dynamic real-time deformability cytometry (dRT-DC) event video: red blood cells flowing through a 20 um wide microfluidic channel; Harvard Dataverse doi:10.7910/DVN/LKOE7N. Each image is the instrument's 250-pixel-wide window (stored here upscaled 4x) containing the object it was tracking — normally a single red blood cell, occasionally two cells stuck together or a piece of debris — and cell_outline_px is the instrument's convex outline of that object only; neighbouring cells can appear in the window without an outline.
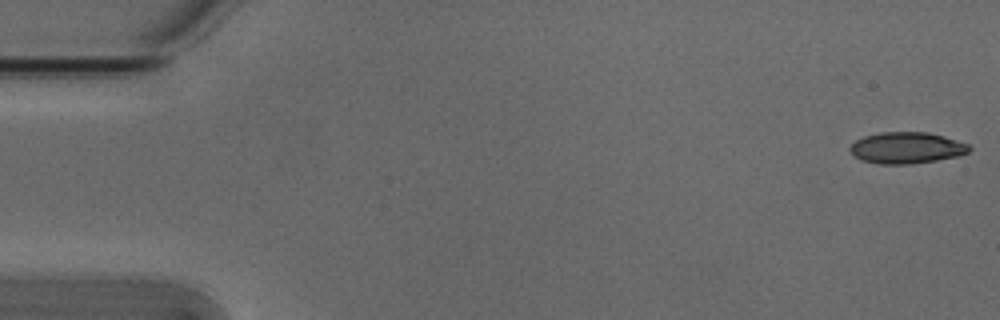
{"species": "Egyptian fruit bat (a non-hibernating species)", "species_latin": "Rousettus aegyptiacus", "temperature_condition": "cold", "stored_images_in_passage": 52, "camera_frame_rate_fps": 3000, "um_per_image_px": 0.085, "animal": {"sex": "male"}, "frame": {"image": 1, "passage_image": 1, "time_ms": 0.0, "image_size_px": [1000, 320], "cell_outline_px": [[972, 148], [968, 152], [960, 156], [912, 164], [876, 164], [860, 160], [852, 156], [848, 148], [856, 140], [864, 136], [880, 132], [928, 132], [944, 136], [968, 144]], "centroid_in_image_um": [77.03, 12.57], "position_along_channel_um": 8.0, "area_um2": 22.08}}
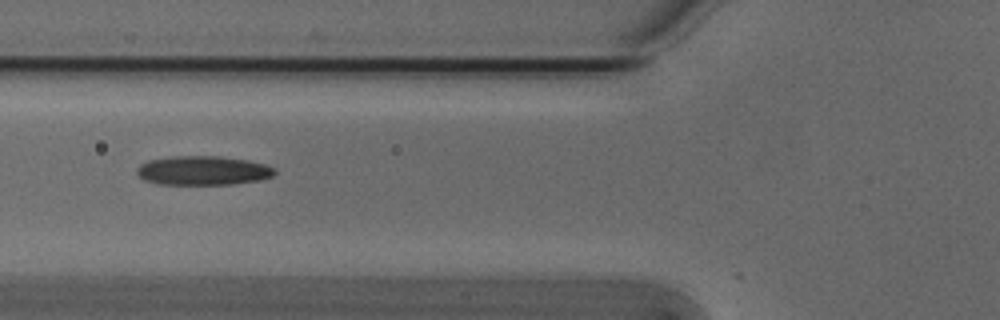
{"frame": {"image": 2, "passage_image": 20, "time_ms": 6.333, "image_size_px": [1000, 320], "cell_outline_px": [[276, 172], [272, 176], [260, 180], [232, 184], [160, 184], [144, 180], [136, 172], [136, 168], [140, 164], [148, 160], [172, 156], [220, 156], [248, 160], [264, 164], [276, 168]], "centroid_in_image_um": [17.25, 14.49], "position_along_channel_um": 108.5, "area_um2": 23.47}}
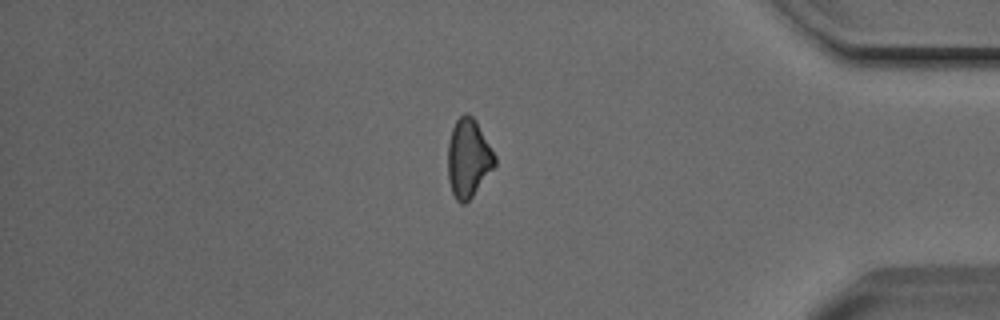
{"frame": {"image": 3, "passage_image": 45, "time_ms": 14.667, "image_size_px": [1000, 320], "cell_outline_px": [[496, 164], [472, 196], [464, 204], [460, 204], [456, 200], [452, 192], [448, 180], [448, 144], [452, 128], [456, 120], [464, 112], [472, 116], [476, 120], [496, 156]], "centroid_in_image_um": [39.8, 13.43], "position_along_channel_um": 395.4, "area_um2": 21.39}, "authors_computed_cell_mechanics": {"area_um2": 22.3108, "velocity_mm_per_s": 3.8305, "shape_relaxation_time_tau1_ms": 9.0806, "shape_relaxation_time_tau2_ms": null, "deformation_change_tau1": 0.202, "deformation_change_tau2": null}}